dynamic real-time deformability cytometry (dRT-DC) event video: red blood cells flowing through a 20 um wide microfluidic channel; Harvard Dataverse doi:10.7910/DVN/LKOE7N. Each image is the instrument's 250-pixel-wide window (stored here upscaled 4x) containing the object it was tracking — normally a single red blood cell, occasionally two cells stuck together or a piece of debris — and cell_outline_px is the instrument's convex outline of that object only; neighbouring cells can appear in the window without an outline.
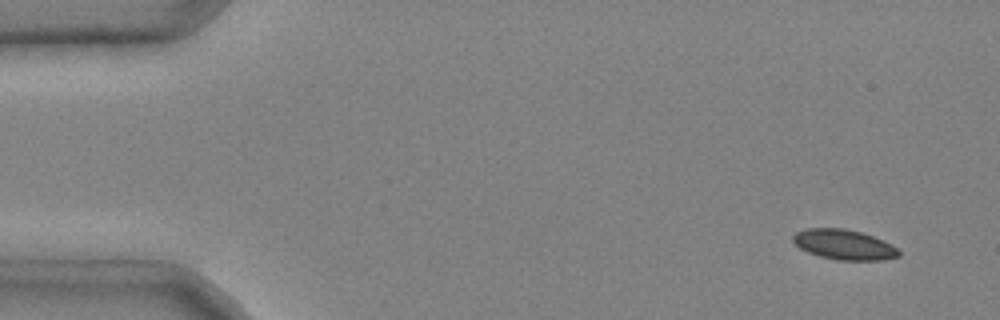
{"species": "common noctule bat (a hibernating species)", "species_latin": "Nyctalus noctula", "temperature_condition": "cold", "stored_images_in_passage": 3, "camera_frame_rate_fps": 3000, "um_per_image_px": 0.085, "animal": {"sex": "male", "body_mass_g": 20.4}, "frame": {"image": 1, "passage_image": 1, "time_ms": 0.0, "image_size_px": [1000, 320], "cell_outline_px": [[900, 256], [884, 260], [836, 260], [820, 256], [808, 252], [800, 248], [792, 240], [792, 236], [796, 232], [808, 228], [844, 228], [860, 232], [884, 240], [892, 244], [900, 252]], "centroid_in_image_um": [71.75, 20.79], "position_along_channel_um": 13.2, "area_um2": 18.55}}
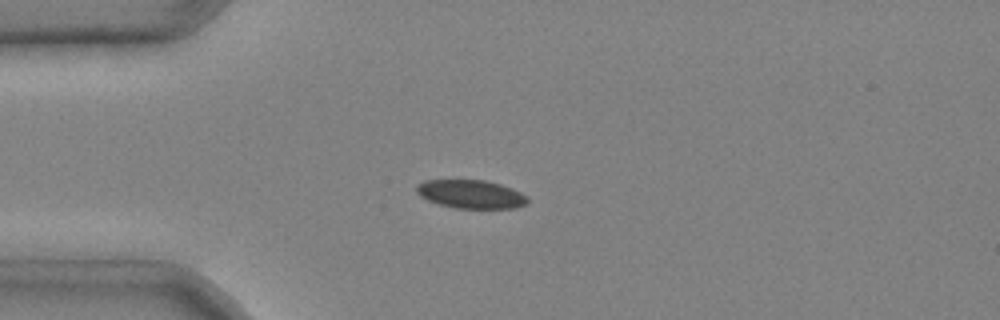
{"frame": {"image": 2, "passage_image": 3, "time_ms": 0.667, "image_size_px": [1000, 320], "cell_outline_px": [[528, 204], [516, 208], [456, 208], [440, 204], [428, 200], [420, 196], [416, 192], [416, 184], [424, 180], [484, 180], [500, 184], [512, 188], [528, 196]], "centroid_in_image_um": [40.04, 16.5], "position_along_channel_um": 45.0, "area_um2": 18.5}}